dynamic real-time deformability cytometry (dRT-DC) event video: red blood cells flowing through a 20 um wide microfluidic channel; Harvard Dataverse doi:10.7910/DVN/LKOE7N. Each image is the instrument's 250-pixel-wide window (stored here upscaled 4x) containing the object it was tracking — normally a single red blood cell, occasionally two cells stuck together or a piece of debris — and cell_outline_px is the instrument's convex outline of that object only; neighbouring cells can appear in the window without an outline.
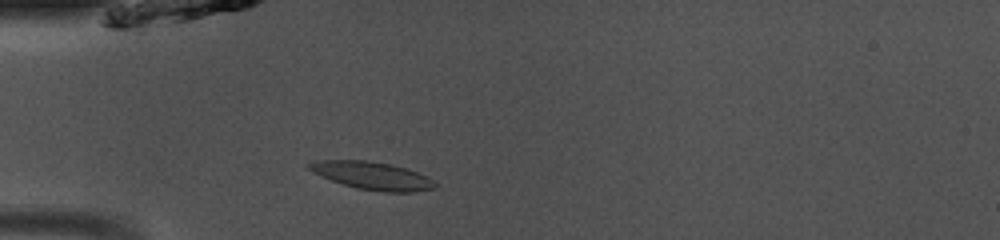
{"species": "common noctule bat (a hibernating species)", "species_latin": "Nyctalus noctula", "temperature_condition": "room temperature", "stored_images_in_passage": 41, "camera_frame_rate_fps": 3000, "um_per_image_px": 0.085, "animal": {"sex": "male", "body_mass_g": 13.0, "forearm_length_mm": 53.1}, "frame": {"image": 1, "passage_image": 7, "time_ms": 2.0, "image_size_px": [1000, 240], "cell_outline_px": [[436, 188], [416, 192], [384, 192], [356, 188], [332, 180], [312, 172], [304, 164], [316, 160], [368, 160], [388, 164], [404, 168], [416, 172], [432, 180], [436, 184]], "centroid_in_image_um": [31.6, 14.93], "position_along_channel_um": 53.4, "area_um2": 20.23}}
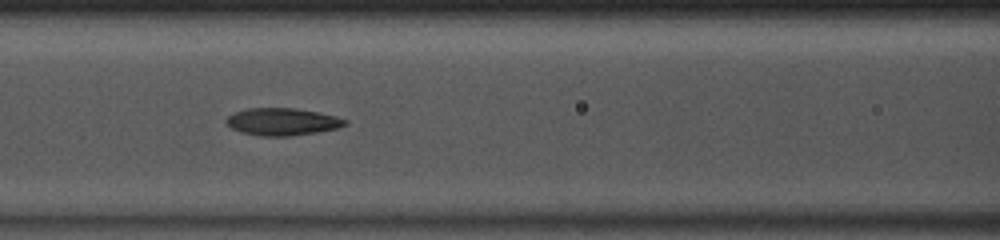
{"frame": {"image": 2, "passage_image": 14, "time_ms": 4.333, "image_size_px": [1000, 240], "cell_outline_px": [[348, 124], [336, 128], [316, 132], [288, 136], [260, 136], [240, 132], [232, 128], [224, 120], [228, 116], [236, 112], [248, 108], [296, 108], [320, 112], [336, 116], [348, 120]], "centroid_in_image_um": [24.01, 10.34], "position_along_channel_um": 142.6, "area_um2": 18.9}}
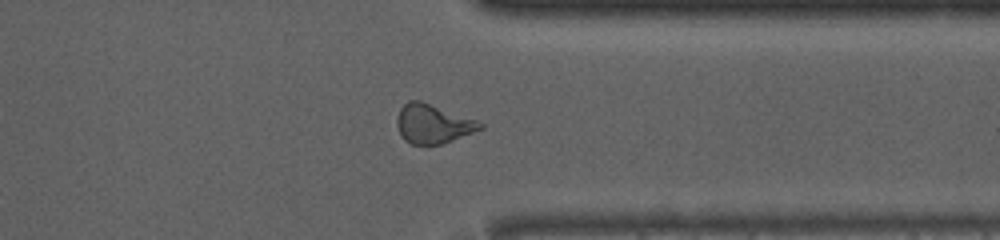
{"frame": {"image": 3, "passage_image": 31, "time_ms": 10.0, "image_size_px": [1000, 240], "cell_outline_px": [[484, 128], [444, 144], [412, 144], [404, 140], [400, 136], [396, 124], [396, 120], [400, 108], [408, 100], [420, 100], [476, 120], [484, 124]], "centroid_in_image_um": [36.78, 10.53], "position_along_channel_um": 374.6, "area_um2": 19.02}, "authors_computed_cell_mechanics": {"area_um2": 19.1318, "velocity_mm_per_s": 4.116, "shape_relaxation_time_tau1_ms": 7.1229, "shape_relaxation_time_tau2_ms": 2.3258, "deformation_change_tau1": 0.1827, "deformation_change_tau2": 0.0935}}